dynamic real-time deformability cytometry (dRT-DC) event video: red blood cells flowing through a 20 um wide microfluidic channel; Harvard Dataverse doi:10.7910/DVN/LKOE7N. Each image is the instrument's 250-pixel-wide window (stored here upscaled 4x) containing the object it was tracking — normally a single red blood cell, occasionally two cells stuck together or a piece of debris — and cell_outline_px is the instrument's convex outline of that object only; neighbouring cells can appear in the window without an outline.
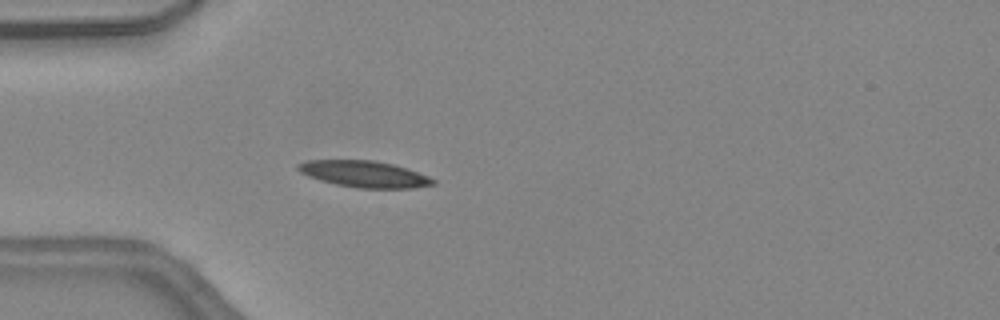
{"species": "common noctule bat (a hibernating species)", "species_latin": "Nyctalus noctula", "temperature_condition": "warm", "stored_images_in_passage": 5, "camera_frame_rate_fps": 3000, "um_per_image_px": 0.085, "animal": {"sex": "female", "body_mass_g": 24.6, "forearm_length_mm": 56.2}, "frame": {"image": 1, "passage_image": 1, "time_ms": 0.0, "image_size_px": [1000, 320], "cell_outline_px": [[436, 184], [412, 188], [356, 188], [336, 184], [320, 180], [308, 176], [300, 172], [296, 168], [296, 164], [308, 160], [372, 160], [392, 164], [428, 176], [436, 180]], "centroid_in_image_um": [30.93, 14.8], "position_along_channel_um": 54.1, "area_um2": 20.69}}